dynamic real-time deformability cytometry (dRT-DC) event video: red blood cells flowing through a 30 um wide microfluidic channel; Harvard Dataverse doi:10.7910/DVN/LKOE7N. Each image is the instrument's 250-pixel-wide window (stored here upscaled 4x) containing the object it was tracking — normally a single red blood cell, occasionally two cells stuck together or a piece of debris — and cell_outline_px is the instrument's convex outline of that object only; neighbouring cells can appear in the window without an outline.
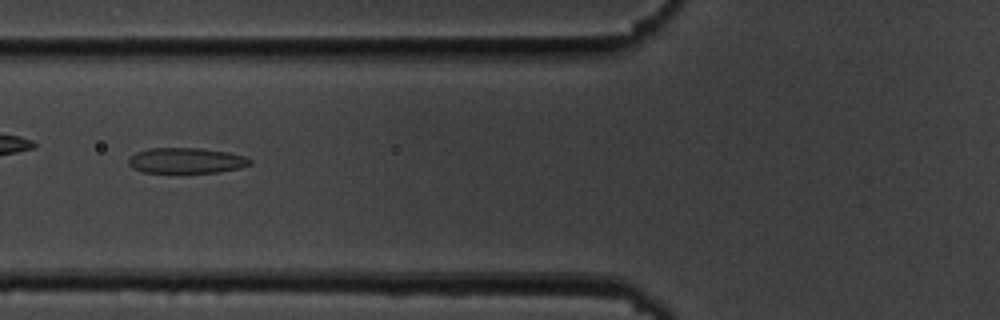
{"species": "common noctule bat (a hibernating species)", "species_latin": "Nyctalus noctula", "temperature_condition": "cold", "stored_images_in_passage": 36, "camera_frame_rate_fps": 3000, "um_per_image_px": 0.085, "animal": {"sex": "male", "body_mass_g": 19.5, "forearm_length_mm": 54.6}, "frame": {"image": 1, "passage_image": 6, "time_ms": 1.667, "image_size_px": [1000, 320], "cell_outline_px": [[252, 164], [240, 168], [216, 172], [144, 172], [132, 168], [128, 164], [128, 160], [136, 152], [148, 148], [200, 148], [228, 152], [244, 156], [252, 160]], "centroid_in_image_um": [15.84, 13.64], "position_along_channel_um": 110.0, "area_um2": 17.98}}
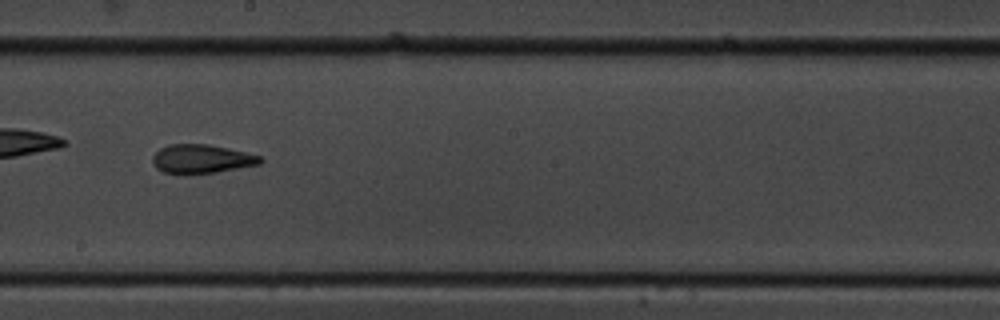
{"frame": {"image": 2, "passage_image": 16, "time_ms": 5.0, "image_size_px": [1000, 320], "cell_outline_px": [[264, 160], [260, 164], [216, 172], [164, 172], [156, 168], [152, 164], [152, 156], [160, 148], [168, 144], [208, 144], [228, 148], [260, 156]], "centroid_in_image_um": [17.12, 13.48], "position_along_channel_um": 231.1, "area_um2": 17.69}, "authors_computed_cell_mechanics": {"area_um2": 17.9469, "velocity_mm_per_s": 3.6317, "shape_relaxation_time_tau1_ms": null, "shape_relaxation_time_tau2_ms": 3.49, "deformation_change_tau1": null, "deformation_change_tau2": 0.1294}}